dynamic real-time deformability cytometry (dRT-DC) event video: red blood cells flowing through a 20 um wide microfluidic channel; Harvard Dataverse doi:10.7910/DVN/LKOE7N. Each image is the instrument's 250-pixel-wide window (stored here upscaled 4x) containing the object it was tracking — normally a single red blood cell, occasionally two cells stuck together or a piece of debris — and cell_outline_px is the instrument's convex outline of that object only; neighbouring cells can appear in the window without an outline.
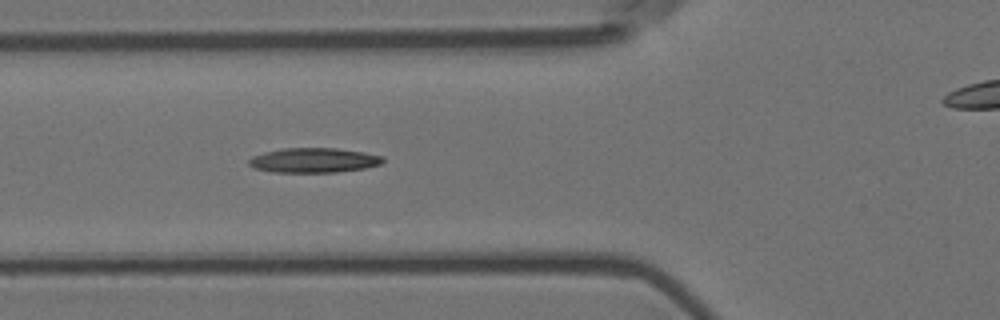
{"species": "Egyptian fruit bat (a non-hibernating species)", "species_latin": "Rousettus aegyptiacus", "temperature_condition": "room temperature", "stored_images_in_passage": 7, "segment_of_instrument_passage": [1, 2], "camera_frame_rate_fps": 3000, "um_per_image_px": 0.085, "animal": {"sex": "female"}, "frame": {"image": 1, "passage_image": 6, "time_ms": 1.667, "image_size_px": [1000, 320], "cell_outline_px": [[384, 160], [380, 164], [364, 168], [336, 172], [272, 172], [252, 168], [248, 164], [248, 160], [252, 156], [264, 152], [284, 148], [336, 148], [364, 152], [384, 156]], "centroid_in_image_um": [26.64, 13.62], "position_along_channel_um": 99.2, "area_um2": 19.36}}